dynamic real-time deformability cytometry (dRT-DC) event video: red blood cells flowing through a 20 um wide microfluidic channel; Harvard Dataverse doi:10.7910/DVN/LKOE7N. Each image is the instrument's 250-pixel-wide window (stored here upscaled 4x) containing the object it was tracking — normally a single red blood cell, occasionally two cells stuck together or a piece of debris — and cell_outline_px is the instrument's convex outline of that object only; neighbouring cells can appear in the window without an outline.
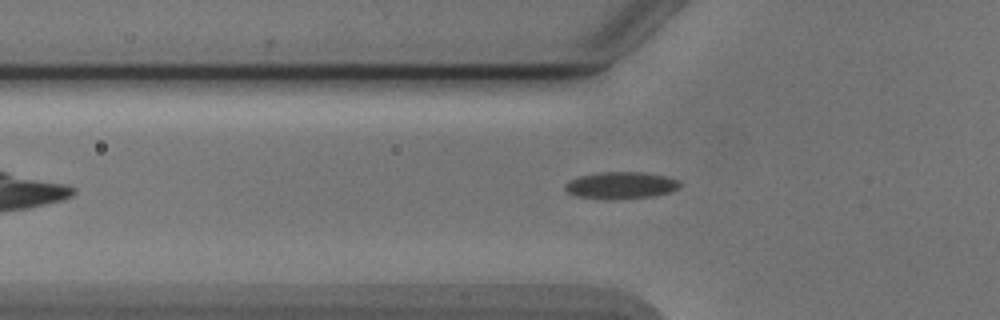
{"species": "Egyptian fruit bat (a non-hibernating species)", "species_latin": "Rousettus aegyptiacus", "temperature_condition": "cold", "stored_images_in_passage": 43, "camera_frame_rate_fps": 3000, "um_per_image_px": 0.085, "animal": {"sex": "male"}, "frame": {"image": 1, "passage_image": 12, "time_ms": 3.667, "image_size_px": [1000, 320], "cell_outline_px": [[680, 184], [676, 188], [668, 192], [652, 196], [608, 200], [576, 196], [568, 192], [564, 188], [564, 184], [568, 180], [580, 176], [596, 172], [644, 172], [664, 176], [676, 180]], "centroid_in_image_um": [52.68, 15.75], "position_along_channel_um": 73.1, "area_um2": 17.92}}
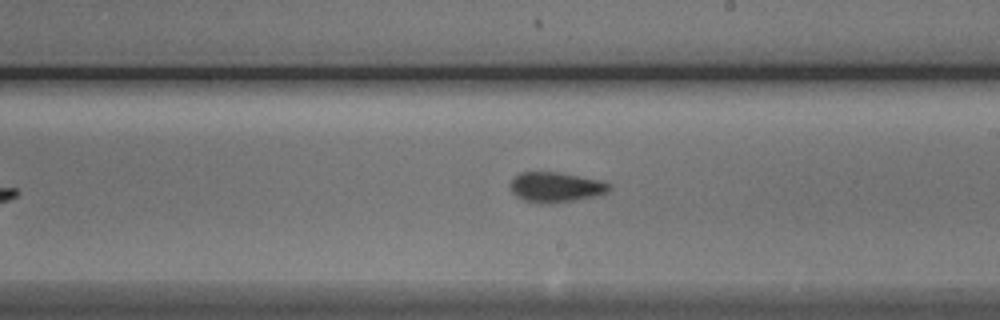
{"frame": {"image": 2, "passage_image": 25, "time_ms": 8.0, "image_size_px": [1000, 320], "cell_outline_px": [[612, 188], [608, 192], [600, 196], [552, 204], [540, 204], [524, 200], [516, 196], [512, 192], [512, 180], [520, 172], [560, 172], [604, 180], [612, 184]], "centroid_in_image_um": [47.35, 15.92], "position_along_channel_um": 241.7, "area_um2": 17.8}}
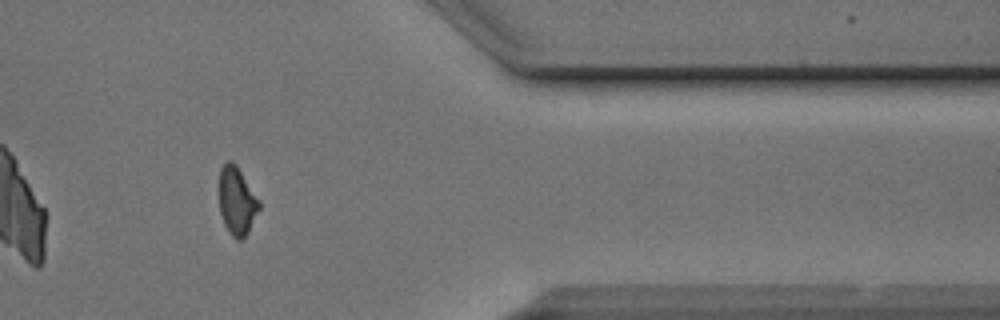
{"frame": {"image": 3, "passage_image": 38, "time_ms": 12.333, "image_size_px": [1000, 320], "cell_outline_px": [[260, 208], [248, 232], [240, 240], [236, 240], [228, 232], [224, 224], [220, 212], [220, 168], [228, 160], [232, 160], [236, 164], [260, 200]], "centroid_in_image_um": [20.14, 17.08], "position_along_channel_um": 391.3, "area_um2": 15.84}}